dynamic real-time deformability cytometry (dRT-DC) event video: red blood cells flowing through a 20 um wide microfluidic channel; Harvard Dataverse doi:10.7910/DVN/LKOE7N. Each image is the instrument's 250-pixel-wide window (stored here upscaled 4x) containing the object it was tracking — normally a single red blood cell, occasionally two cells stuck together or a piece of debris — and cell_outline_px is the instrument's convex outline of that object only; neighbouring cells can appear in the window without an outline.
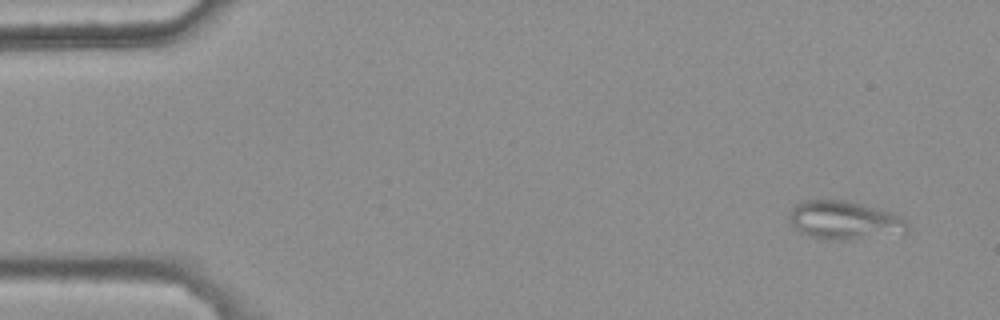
{"species": "common noctule bat (a hibernating species)", "species_latin": "Nyctalus noctula", "temperature_condition": "warm", "stored_images_in_passage": 44, "camera_frame_rate_fps": 3000, "um_per_image_px": 0.085, "animal": {"sex": "female", "body_mass_g": 25.1}, "frame": {"image": 1, "passage_image": 1, "time_ms": 0.0, "image_size_px": [1000, 320], "cell_outline_px": [[908, 232], [904, 236], [856, 240], [832, 240], [808, 236], [800, 232], [788, 220], [792, 208], [800, 200], [844, 200], [892, 212], [904, 216], [908, 224]], "centroid_in_image_um": [71.89, 18.76], "position_along_channel_um": 13.1, "area_um2": 27.4}}
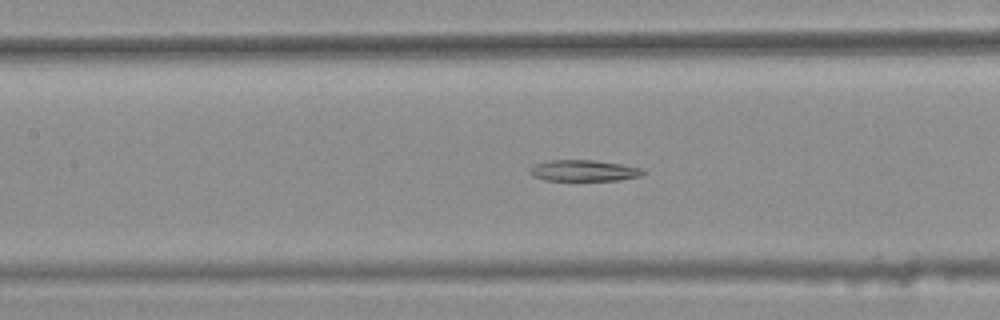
{"frame": {"image": 2, "passage_image": 22, "time_ms": 7.0, "image_size_px": [1000, 320], "cell_outline_px": [[648, 172], [640, 176], [620, 180], [544, 180], [532, 176], [528, 172], [528, 168], [532, 164], [548, 160], [592, 160], [620, 164], [644, 168]], "centroid_in_image_um": [49.59, 14.5], "position_along_channel_um": 157.8, "area_um2": 14.22}}
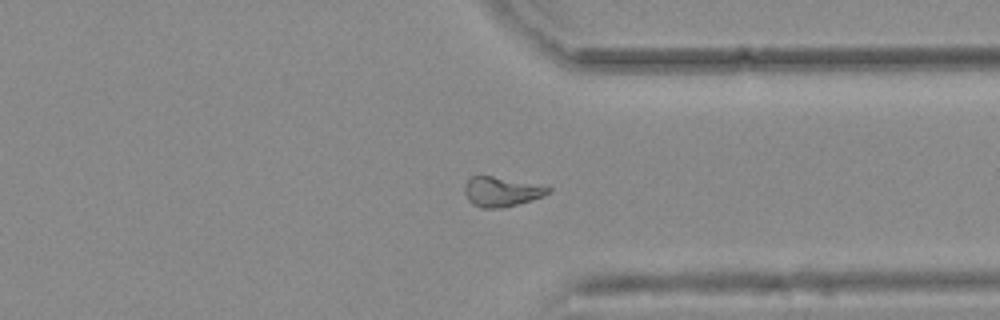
{"frame": {"image": 3, "passage_image": 39, "time_ms": 12.667, "image_size_px": [1000, 320], "cell_outline_px": [[552, 192], [544, 196], [532, 200], [504, 208], [480, 208], [472, 204], [468, 200], [464, 192], [464, 184], [472, 176], [492, 176], [552, 188]], "centroid_in_image_um": [42.6, 16.32], "position_along_channel_um": 368.8, "area_um2": 14.39}}